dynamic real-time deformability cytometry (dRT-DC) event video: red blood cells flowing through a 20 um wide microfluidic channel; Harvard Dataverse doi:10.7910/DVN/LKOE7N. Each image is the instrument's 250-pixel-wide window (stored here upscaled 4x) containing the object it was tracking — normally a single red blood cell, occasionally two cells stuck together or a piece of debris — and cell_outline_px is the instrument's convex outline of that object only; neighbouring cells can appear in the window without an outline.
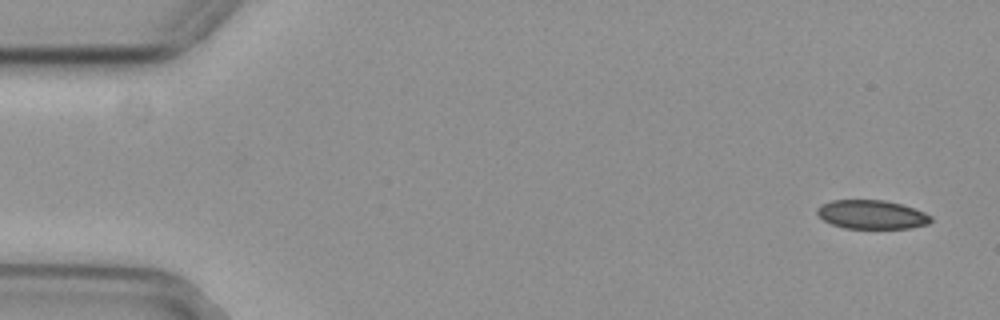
{"species": "common noctule bat (a hibernating species)", "species_latin": "Nyctalus noctula", "temperature_condition": "cold", "stored_images_in_passage": 54, "camera_frame_rate_fps": 3000, "um_per_image_px": 0.085, "animal": {"sex": "female", "body_mass_g": 29.2, "forearm_length_mm": 56.3}, "frame": {"image": 1, "passage_image": 1, "time_ms": 0.0, "image_size_px": [1000, 320], "cell_outline_px": [[932, 220], [928, 224], [908, 228], [844, 228], [832, 224], [824, 220], [816, 212], [816, 208], [820, 204], [832, 200], [884, 200], [900, 204], [924, 212], [932, 216]], "centroid_in_image_um": [74.07, 18.23], "position_along_channel_um": 10.9, "area_um2": 19.02}}
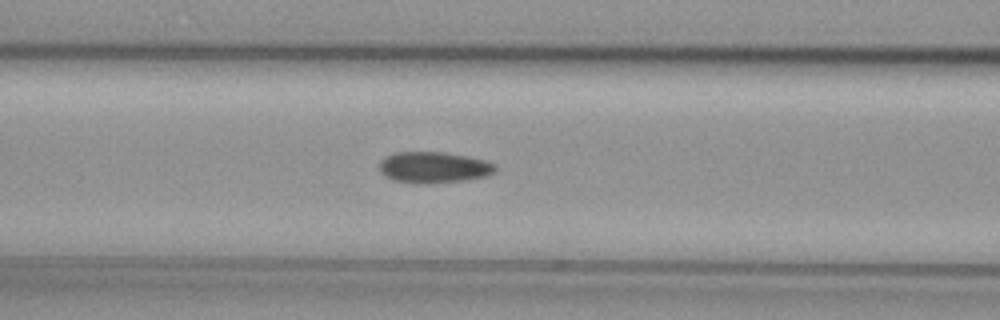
{"frame": {"image": 2, "passage_image": 21, "time_ms": 6.667, "image_size_px": [1000, 320], "cell_outline_px": [[496, 172], [488, 176], [464, 180], [420, 184], [392, 180], [384, 176], [380, 172], [380, 160], [384, 156], [396, 152], [444, 152], [484, 160], [496, 164]], "centroid_in_image_um": [36.85, 14.23], "position_along_channel_um": 129.8, "area_um2": 21.15}}
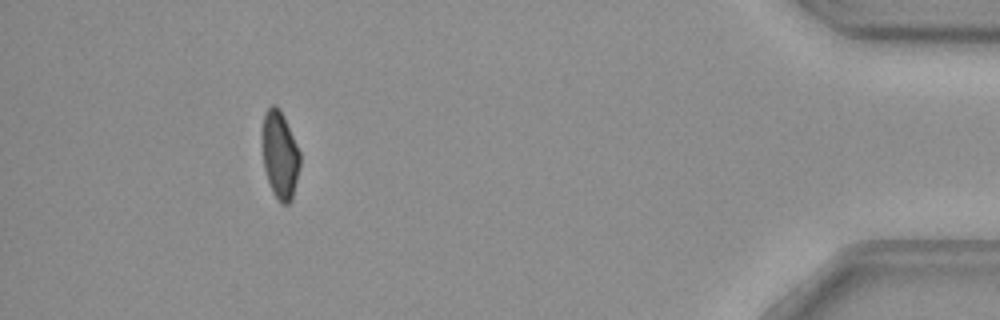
{"frame": {"image": 3, "passage_image": 49, "time_ms": 16.0, "image_size_px": [1000, 320], "cell_outline_px": [[300, 164], [292, 200], [288, 204], [280, 204], [276, 200], [272, 192], [264, 168], [260, 132], [264, 112], [272, 104], [276, 104], [280, 108], [284, 116], [300, 152]], "centroid_in_image_um": [23.76, 13.14], "position_along_channel_um": 411.4, "area_um2": 19.83}}